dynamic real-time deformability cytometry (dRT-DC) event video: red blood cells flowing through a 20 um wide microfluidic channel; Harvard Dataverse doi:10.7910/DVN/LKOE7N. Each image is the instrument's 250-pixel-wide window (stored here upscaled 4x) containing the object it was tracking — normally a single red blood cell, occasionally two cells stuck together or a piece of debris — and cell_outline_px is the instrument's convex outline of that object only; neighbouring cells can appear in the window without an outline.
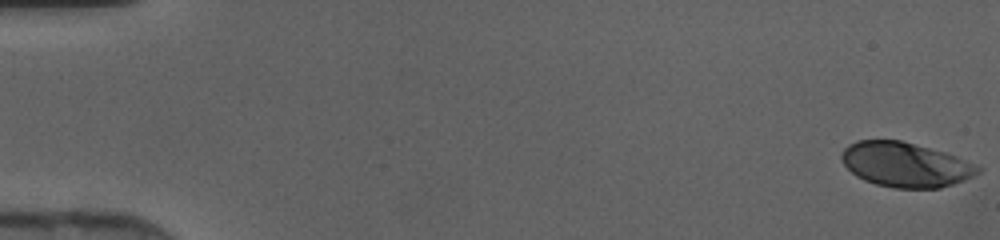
{"species": "human", "species_latin": "Homo sapiens", "temperature_condition": "cold", "stored_images_in_passage": 47, "camera_frame_rate_fps": 3000, "um_per_image_px": 0.085, "donor": {"sex": "female"}, "frame": {"image": 1, "passage_image": 1, "time_ms": 0.0, "image_size_px": [1000, 240], "cell_outline_px": [[984, 168], [980, 172], [964, 180], [940, 188], [896, 188], [876, 184], [864, 180], [856, 176], [844, 164], [840, 156], [844, 148], [848, 144], [856, 140], [900, 140], [944, 152], [956, 156]], "centroid_in_image_um": [76.95, 13.99], "position_along_channel_um": 8.0, "area_um2": 35.37}}
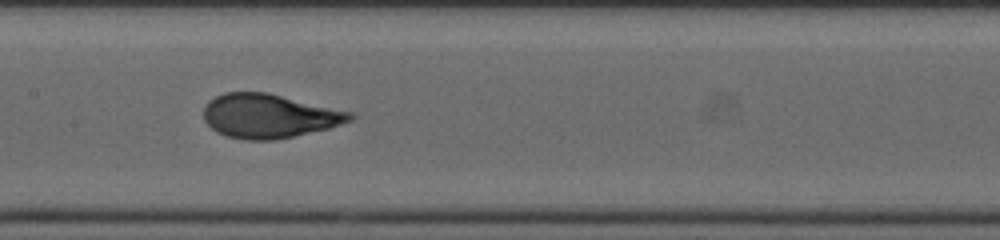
{"frame": {"image": 2, "passage_image": 24, "time_ms": 7.667, "image_size_px": [1000, 240], "cell_outline_px": [[356, 116], [352, 120], [328, 128], [276, 140], [244, 140], [228, 136], [216, 132], [204, 120], [204, 108], [208, 100], [224, 92], [268, 92], [356, 112]], "centroid_in_image_um": [22.91, 9.84], "position_along_channel_um": 184.5, "area_um2": 37.92}}
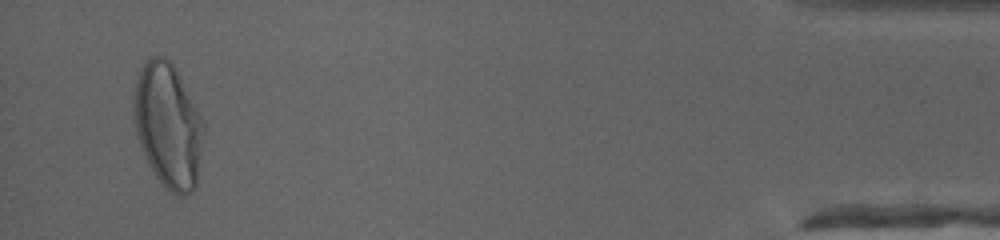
{"frame": {"image": 3, "passage_image": 45, "time_ms": 14.667, "image_size_px": [1000, 240], "cell_outline_px": [[204, 132], [196, 184], [192, 192], [184, 196], [176, 196], [164, 188], [148, 164], [144, 156], [136, 136], [132, 120], [132, 96], [140, 64], [148, 56], [164, 56], [172, 60], [204, 120]], "centroid_in_image_um": [14.25, 10.62], "position_along_channel_um": 421.0, "area_um2": 52.14}}